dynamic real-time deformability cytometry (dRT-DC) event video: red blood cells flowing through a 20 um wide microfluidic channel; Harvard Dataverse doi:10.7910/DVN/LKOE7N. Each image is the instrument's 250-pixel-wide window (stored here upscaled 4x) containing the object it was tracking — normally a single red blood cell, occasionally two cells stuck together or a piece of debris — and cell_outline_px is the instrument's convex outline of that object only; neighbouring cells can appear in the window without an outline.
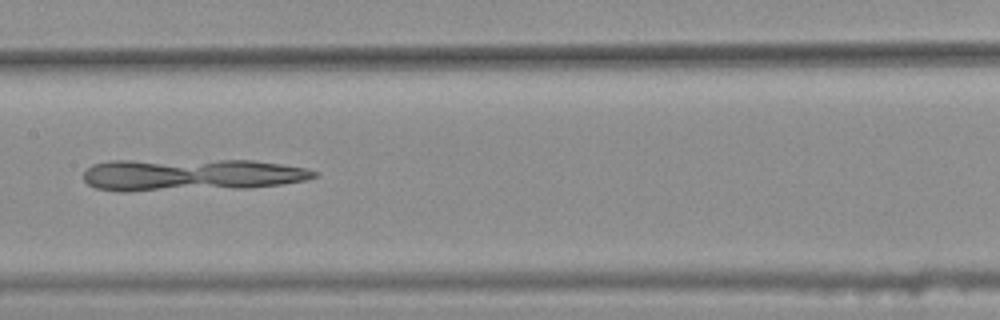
{"species": "common noctule bat (a hibernating species)", "species_latin": "Nyctalus noctula", "temperature_condition": "warm", "stored_images_in_passage": 45, "camera_frame_rate_fps": 3000, "um_per_image_px": 0.085, "animal": {"sex": "female", "body_mass_g": 25.1}, "frame": {"image": 1, "passage_image": 26, "time_ms": 8.333, "image_size_px": [1000, 320], "cell_outline_px": [[320, 176], [304, 180], [280, 184], [248, 188], [128, 192], [120, 192], [96, 188], [88, 184], [84, 180], [84, 172], [92, 164], [108, 160], [252, 160], [308, 168], [320, 172]], "centroid_in_image_um": [16.22, 14.86], "position_along_channel_um": 191.2, "area_um2": 43.93}}
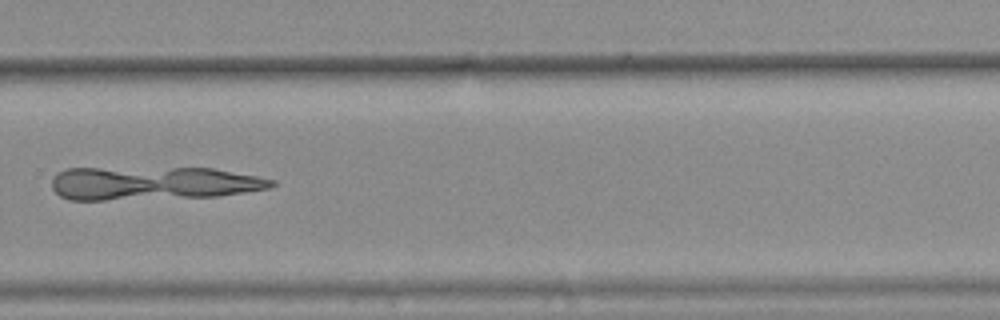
{"frame": {"image": 2, "passage_image": 36, "time_ms": 11.667, "image_size_px": [1000, 320], "cell_outline_px": [[276, 184], [268, 188], [244, 192], [216, 196], [104, 200], [68, 200], [60, 196], [52, 188], [52, 180], [60, 172], [68, 168], [212, 168], [256, 176], [276, 180]], "centroid_in_image_um": [12.99, 15.57], "position_along_channel_um": 316.8, "area_um2": 42.54}}
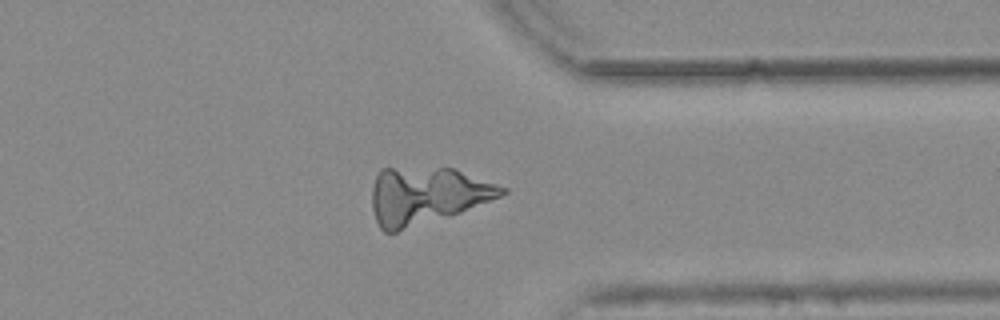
{"frame": {"image": 3, "passage_image": 41, "time_ms": 13.333, "image_size_px": [1000, 320], "cell_outline_px": [[508, 192], [500, 196], [460, 212], [396, 232], [384, 232], [380, 228], [376, 220], [372, 208], [372, 188], [376, 176], [384, 168], [452, 168], [508, 188]], "centroid_in_image_um": [36.24, 16.62], "position_along_channel_um": 375.2, "area_um2": 42.48}}